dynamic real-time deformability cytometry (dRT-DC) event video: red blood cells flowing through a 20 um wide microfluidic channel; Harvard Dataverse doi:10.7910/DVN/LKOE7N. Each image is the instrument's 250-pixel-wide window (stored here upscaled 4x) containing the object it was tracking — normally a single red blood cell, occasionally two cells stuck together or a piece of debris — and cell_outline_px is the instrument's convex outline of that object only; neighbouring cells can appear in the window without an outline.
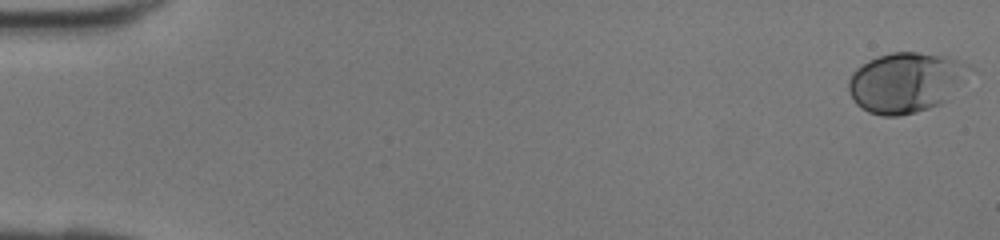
{"species": "human", "species_latin": "Homo sapiens", "temperature_condition": "room temperature", "stored_images_in_passage": 43, "camera_frame_rate_fps": 3000, "um_per_image_px": 0.085, "donor": {"sex": "female"}, "frame": {"image": 1, "passage_image": 1, "time_ms": 0.0, "image_size_px": [1000, 240], "cell_outline_px": [[976, 68], [948, 100], [940, 104], [916, 112], [900, 116], [884, 116], [868, 112], [860, 108], [856, 104], [848, 92], [848, 80], [852, 72], [856, 68], [868, 60], [876, 56], [892, 52], [916, 52], [948, 56], [972, 64]], "centroid_in_image_um": [77.04, 6.99], "position_along_channel_um": 8.0, "area_um2": 43.29}}
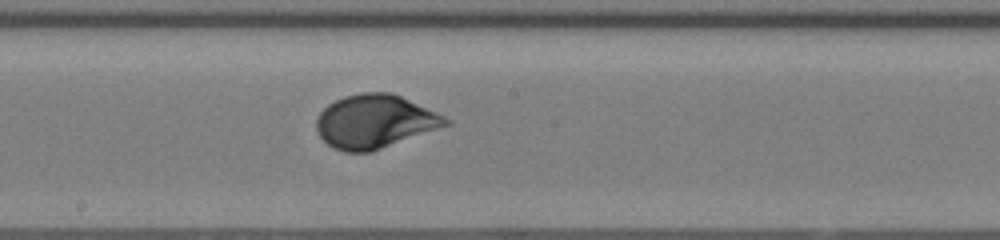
{"frame": {"image": 2, "passage_image": 24, "time_ms": 7.667, "image_size_px": [1000, 240], "cell_outline_px": [[452, 124], [372, 152], [344, 152], [332, 148], [316, 132], [316, 120], [320, 112], [328, 104], [344, 96], [360, 92], [392, 92], [436, 112], [452, 120]], "centroid_in_image_um": [31.86, 10.33], "position_along_channel_um": 216.3, "area_um2": 40.58}}
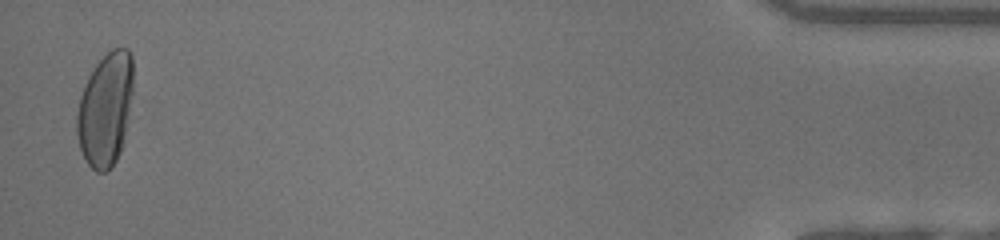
{"frame": {"image": 3, "passage_image": 42, "time_ms": 13.667, "image_size_px": [1000, 240], "cell_outline_px": [[132, 92], [120, 152], [116, 160], [104, 172], [96, 172], [88, 164], [80, 148], [76, 132], [76, 112], [80, 96], [84, 84], [88, 76], [96, 64], [112, 48], [128, 48], [132, 56]], "centroid_in_image_um": [8.92, 9.26], "position_along_channel_um": 426.3, "area_um2": 36.7}}